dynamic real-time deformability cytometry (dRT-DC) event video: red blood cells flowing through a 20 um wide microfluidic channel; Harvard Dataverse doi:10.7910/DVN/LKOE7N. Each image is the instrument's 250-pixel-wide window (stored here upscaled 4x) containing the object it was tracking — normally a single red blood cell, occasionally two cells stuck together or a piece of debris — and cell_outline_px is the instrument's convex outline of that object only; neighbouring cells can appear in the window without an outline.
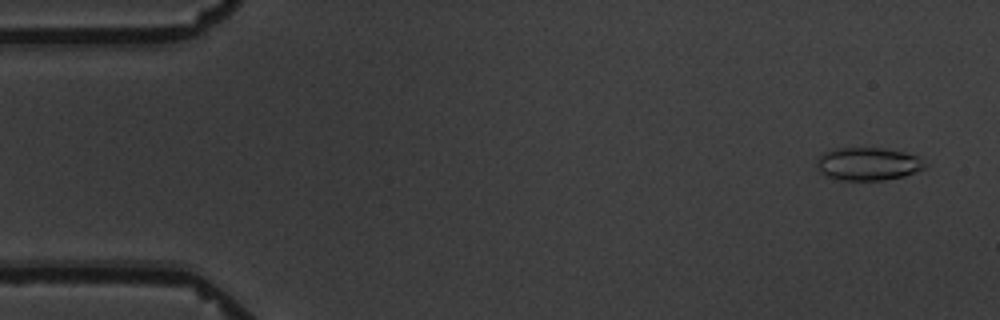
{"species": "common noctule bat (a hibernating species)", "species_latin": "Nyctalus noctula", "temperature_condition": "warm", "stored_images_in_passage": 4, "camera_frame_rate_fps": 3000, "um_per_image_px": 0.085, "animal": {"sex": "male", "body_mass_g": 19.5, "forearm_length_mm": 54.6}, "frame": {"image": 1, "passage_image": 1, "time_ms": 0.0, "image_size_px": [1000, 320], "cell_outline_px": [[928, 164], [924, 168], [904, 176], [884, 180], [840, 180], [824, 176], [820, 172], [816, 164], [816, 160], [824, 152], [836, 148], [884, 148], [904, 152], [916, 156]], "centroid_in_image_um": [73.75, 13.93], "position_along_channel_um": 11.2, "area_um2": 20.81}}